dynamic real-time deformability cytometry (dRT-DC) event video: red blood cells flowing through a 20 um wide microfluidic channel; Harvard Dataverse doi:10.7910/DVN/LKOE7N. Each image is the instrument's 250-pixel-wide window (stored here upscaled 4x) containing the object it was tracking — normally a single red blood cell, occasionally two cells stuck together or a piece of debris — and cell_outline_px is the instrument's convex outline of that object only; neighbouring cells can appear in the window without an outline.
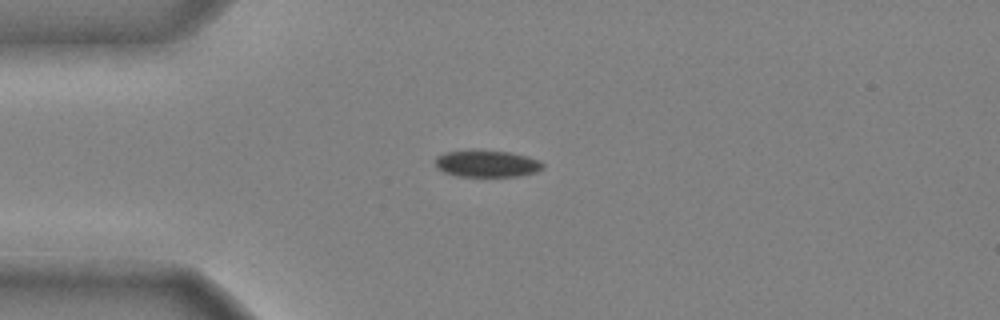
{"species": "common noctule bat (a hibernating species)", "species_latin": "Nyctalus noctula", "temperature_condition": "cold", "stored_images_in_passage": 37, "camera_frame_rate_fps": 3000, "um_per_image_px": 0.085, "animal": {"sex": "male", "body_mass_g": 20.4}, "frame": {"image": 1, "passage_image": 1, "time_ms": 0.0, "image_size_px": [1000, 320], "cell_outline_px": [[544, 168], [536, 172], [520, 176], [456, 176], [444, 172], [436, 168], [436, 156], [444, 152], [472, 148], [476, 148], [512, 152], [528, 156], [540, 160], [544, 164]], "centroid_in_image_um": [41.38, 13.87], "position_along_channel_um": 43.6, "area_um2": 17.51}}
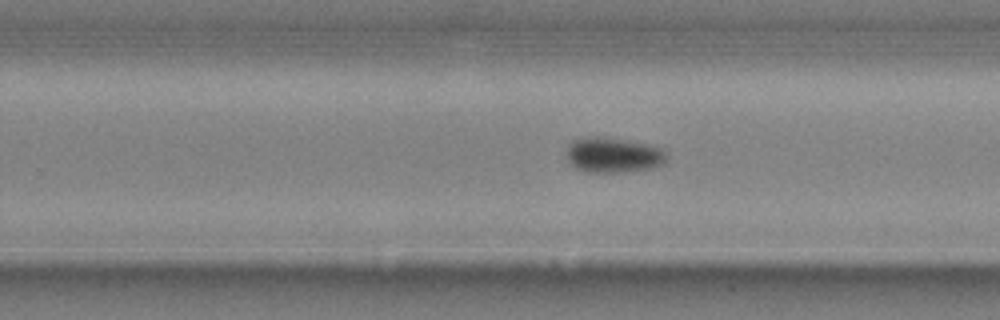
{"frame": {"image": 2, "passage_image": 20, "time_ms": 6.333, "image_size_px": [1000, 320], "cell_outline_px": [[668, 160], [664, 164], [652, 168], [624, 172], [584, 172], [576, 168], [568, 160], [568, 144], [572, 140], [580, 136], [600, 136], [648, 144], [664, 148], [668, 152]], "centroid_in_image_um": [52.17, 13.17], "position_along_channel_um": 277.6, "area_um2": 20.98}}
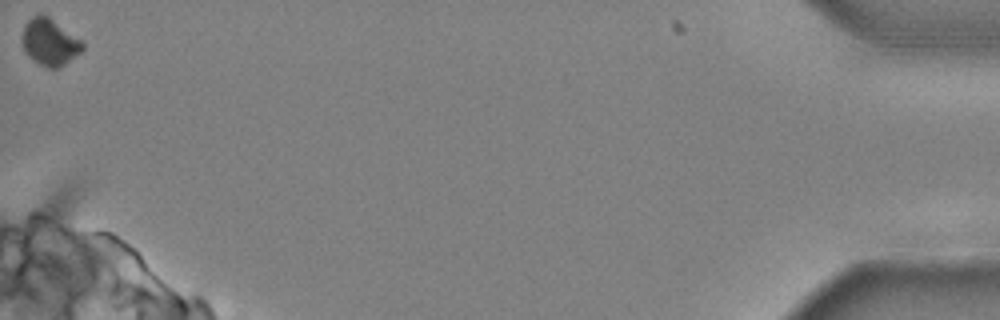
{"frame": {"image": 3, "passage_image": 37, "time_ms": 12.0, "image_size_px": [1000, 320], "cell_outline_px": [[84, 48], [80, 52], [60, 68], [48, 68], [40, 64], [28, 56], [24, 52], [20, 40], [20, 36], [28, 20], [32, 16], [40, 12], [48, 16], [84, 40]], "centroid_in_image_um": [4.22, 3.55], "position_along_channel_um": 431.0, "area_um2": 16.88}, "authors_computed_cell_mechanics": {"area_um2": 19.3052, "velocity_mm_per_s": 3.9815, "shape_relaxation_time_tau1_ms": 4.2463, "shape_relaxation_time_tau2_ms": null, "deformation_change_tau1": 0.1122, "deformation_change_tau2": null}}